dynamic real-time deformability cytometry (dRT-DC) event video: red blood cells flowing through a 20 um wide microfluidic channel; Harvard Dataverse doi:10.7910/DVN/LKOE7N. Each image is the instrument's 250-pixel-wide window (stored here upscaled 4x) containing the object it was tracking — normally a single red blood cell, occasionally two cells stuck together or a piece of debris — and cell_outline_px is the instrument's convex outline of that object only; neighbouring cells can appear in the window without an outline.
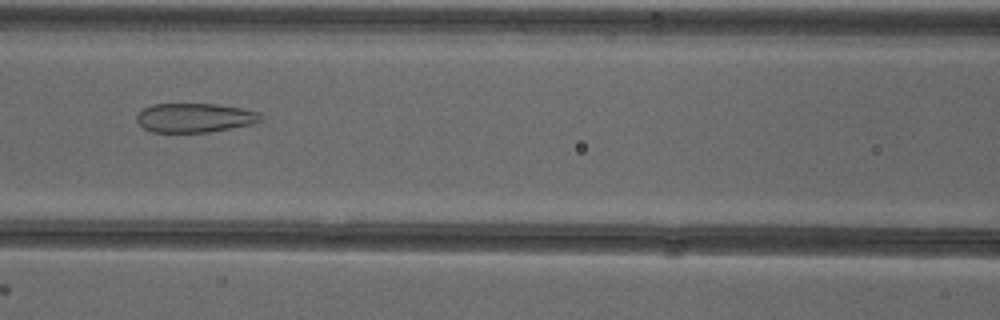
{"species": "common noctule bat (a hibernating species)", "species_latin": "Nyctalus noctula", "temperature_condition": "cold", "stored_images_in_passage": 47, "camera_frame_rate_fps": 3000, "um_per_image_px": 0.085, "animal": {"sex": "female"}, "frame": {"image": 1, "passage_image": 18, "time_ms": 5.667, "image_size_px": [1000, 320], "cell_outline_px": [[264, 120], [252, 124], [208, 132], [152, 132], [144, 128], [136, 120], [136, 116], [144, 108], [152, 104], [216, 104], [240, 108], [260, 112]], "centroid_in_image_um": [16.57, 10.01], "position_along_channel_um": 150.0, "area_um2": 21.04}}
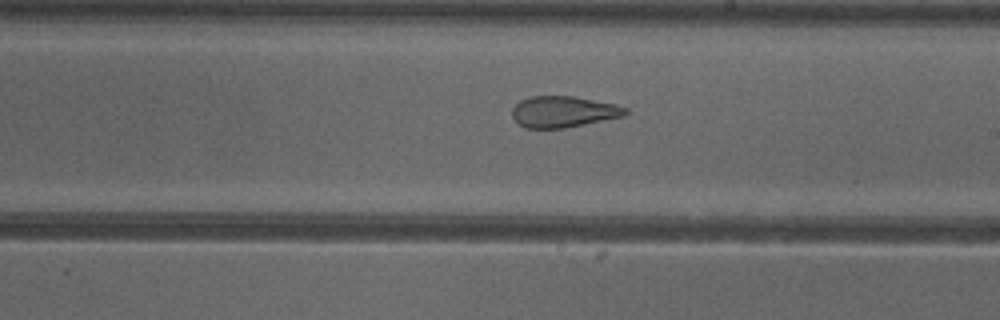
{"frame": {"image": 2, "passage_image": 25, "time_ms": 8.0, "image_size_px": [1000, 320], "cell_outline_px": [[628, 112], [624, 116], [564, 128], [524, 128], [512, 116], [512, 108], [520, 100], [528, 96], [576, 96], [616, 104], [628, 108]], "centroid_in_image_um": [47.89, 9.48], "position_along_channel_um": 241.1, "area_um2": 20.69}}
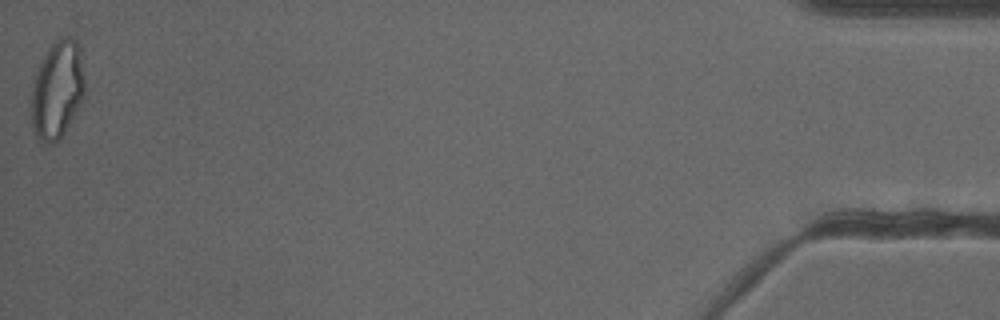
{"frame": {"image": 3, "passage_image": 47, "time_ms": 15.333, "image_size_px": [1000, 320], "cell_outline_px": [[84, 96], [80, 104], [60, 140], [56, 144], [40, 144], [32, 128], [28, 108], [28, 104], [32, 84], [36, 72], [48, 48], [60, 36], [72, 36], [76, 40], [80, 52], [84, 72]], "centroid_in_image_um": [4.81, 7.69], "position_along_channel_um": 430.4, "area_um2": 31.39}, "authors_computed_cell_mechanics": {"area_um2": 25.6054, "velocity_mm_per_s": 3.9063, "shape_relaxation_time_tau1_ms": null, "shape_relaxation_time_tau2_ms": 1.3958, "deformation_change_tau1": null, "deformation_change_tau2": 0.0915}}